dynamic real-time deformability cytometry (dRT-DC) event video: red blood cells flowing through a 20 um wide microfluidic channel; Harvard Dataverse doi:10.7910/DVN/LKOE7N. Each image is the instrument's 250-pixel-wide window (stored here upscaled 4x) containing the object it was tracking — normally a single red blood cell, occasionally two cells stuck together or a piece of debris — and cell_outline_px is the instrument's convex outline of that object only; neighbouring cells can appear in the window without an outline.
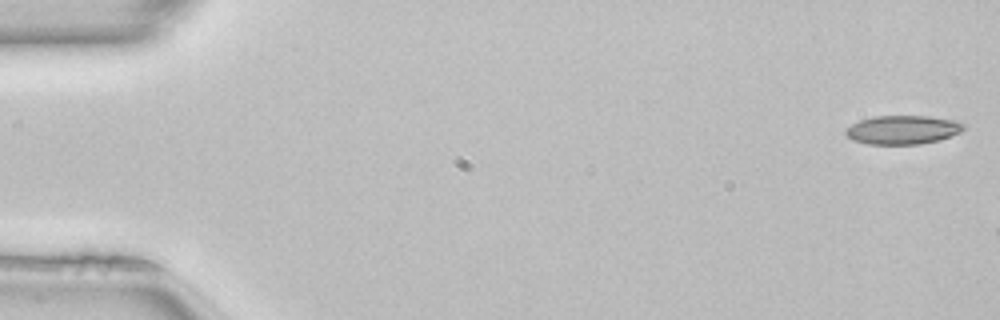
{"species": "common noctule bat (a hibernating species)", "species_latin": "Nyctalus noctula", "temperature_condition": "room temperature", "stored_images_in_passage": 9, "camera_frame_rate_fps": 3000, "um_per_image_px": 0.085, "animal": {"sex": "female", "body_mass_g": 22.7, "forearm_length_mm": 54.2}, "frame": {"image": 1, "passage_image": 1, "time_ms": 0.0, "image_size_px": [1000, 320], "cell_outline_px": [[964, 128], [960, 132], [952, 136], [940, 140], [920, 144], [868, 144], [852, 140], [844, 132], [844, 128], [860, 120], [876, 116], [928, 116], [960, 120], [964, 124]], "centroid_in_image_um": [76.75, 11.03], "position_along_channel_um": 8.2, "area_um2": 20.0}}